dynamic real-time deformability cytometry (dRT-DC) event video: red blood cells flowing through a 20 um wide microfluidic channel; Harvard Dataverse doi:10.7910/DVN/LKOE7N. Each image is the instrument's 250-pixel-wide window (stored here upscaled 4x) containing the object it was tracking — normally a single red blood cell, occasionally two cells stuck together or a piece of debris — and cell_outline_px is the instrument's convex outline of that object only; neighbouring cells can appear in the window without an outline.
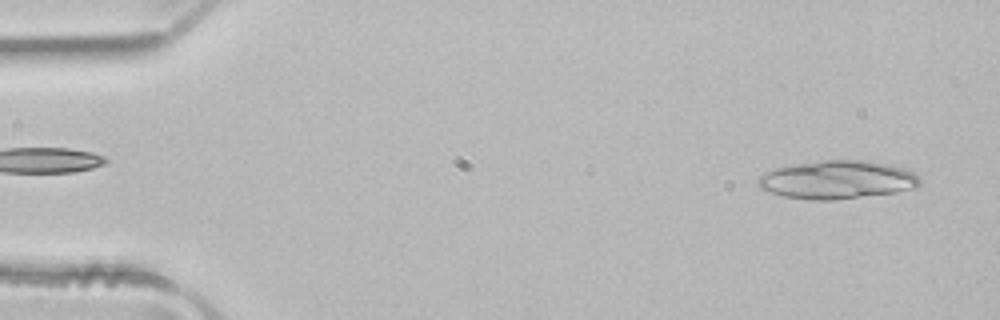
{"species": "common noctule bat (a hibernating species)", "species_latin": "Nyctalus noctula", "temperature_condition": "room temperature", "stored_images_in_passage": 3, "segment_of_instrument_passage": [2, 2], "camera_frame_rate_fps": 3000, "um_per_image_px": 0.085, "animal": {"sex": "male", "body_mass_g": 21.5, "forearm_length_mm": 52.0}, "frame": {"image": 1, "passage_image": 3, "time_ms": 0.667, "image_size_px": [1000, 320], "cell_outline_px": [[920, 184], [916, 188], [896, 192], [836, 200], [808, 200], [784, 196], [760, 188], [756, 184], [756, 180], [760, 176], [776, 168], [820, 160], [872, 160], [904, 168], [912, 172], [920, 180]], "centroid_in_image_um": [71.19, 15.28], "position_along_channel_um": 13.8, "area_um2": 36.07}}